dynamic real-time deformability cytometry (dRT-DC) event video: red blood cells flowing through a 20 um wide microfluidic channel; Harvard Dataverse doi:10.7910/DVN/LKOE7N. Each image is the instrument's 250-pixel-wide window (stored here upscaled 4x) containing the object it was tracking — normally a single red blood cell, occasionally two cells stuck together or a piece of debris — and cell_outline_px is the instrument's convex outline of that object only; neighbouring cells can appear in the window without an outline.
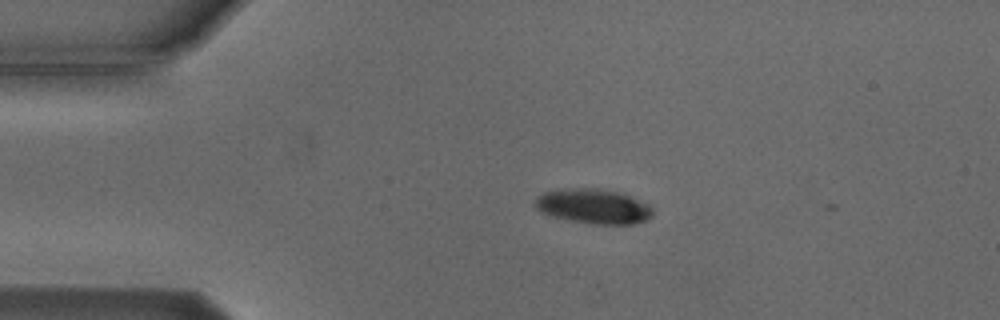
{"species": "Egyptian fruit bat (a non-hibernating species)", "species_latin": "Rousettus aegyptiacus", "temperature_condition": "cold", "stored_images_in_passage": 2, "camera_frame_rate_fps": 3000, "um_per_image_px": 0.085, "animal": {"sex": "male"}, "frame": {"image": 1, "passage_image": 1, "time_ms": 0.0, "image_size_px": [1000, 320], "cell_outline_px": [[652, 216], [648, 220], [632, 224], [592, 224], [552, 216], [540, 212], [532, 204], [536, 196], [544, 192], [576, 188], [600, 188], [616, 192], [628, 196], [648, 204], [652, 208]], "centroid_in_image_um": [50.41, 17.54], "position_along_channel_um": 34.6, "area_um2": 23.7}}